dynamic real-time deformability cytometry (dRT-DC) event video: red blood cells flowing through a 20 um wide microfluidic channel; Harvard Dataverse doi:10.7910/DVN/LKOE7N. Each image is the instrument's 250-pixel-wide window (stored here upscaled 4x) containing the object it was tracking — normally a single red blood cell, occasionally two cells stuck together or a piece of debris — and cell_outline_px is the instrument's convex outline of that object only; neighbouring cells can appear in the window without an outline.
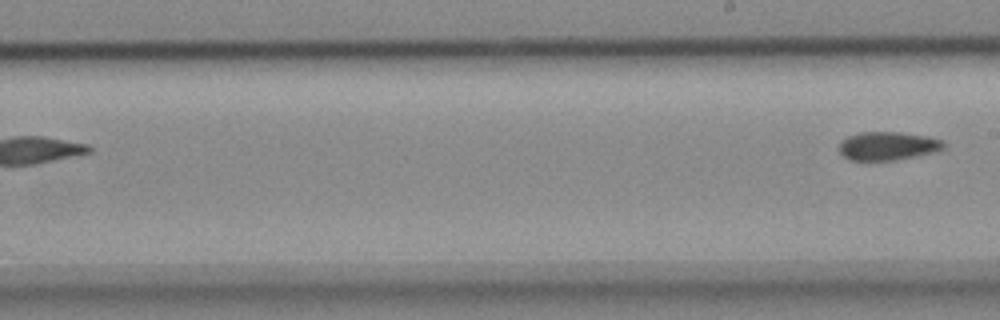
{"species": "common noctule bat (a hibernating species)", "species_latin": "Nyctalus noctula", "temperature_condition": "cold", "stored_images_in_passage": 10, "segment_of_instrument_passage": [2, 2], "camera_frame_rate_fps": 3000, "um_per_image_px": 0.085, "animal": {"sex": "female", "body_mass_g": 18.4}, "frame": {"image": 1, "passage_image": 10, "time_ms": 3.0, "image_size_px": [1000, 320], "cell_outline_px": [[944, 148], [936, 152], [892, 160], [848, 160], [840, 152], [840, 140], [848, 136], [860, 132], [900, 132], [928, 136], [940, 140], [944, 144]], "centroid_in_image_um": [75.44, 12.4], "position_along_channel_um": 213.6, "area_um2": 17.22}}